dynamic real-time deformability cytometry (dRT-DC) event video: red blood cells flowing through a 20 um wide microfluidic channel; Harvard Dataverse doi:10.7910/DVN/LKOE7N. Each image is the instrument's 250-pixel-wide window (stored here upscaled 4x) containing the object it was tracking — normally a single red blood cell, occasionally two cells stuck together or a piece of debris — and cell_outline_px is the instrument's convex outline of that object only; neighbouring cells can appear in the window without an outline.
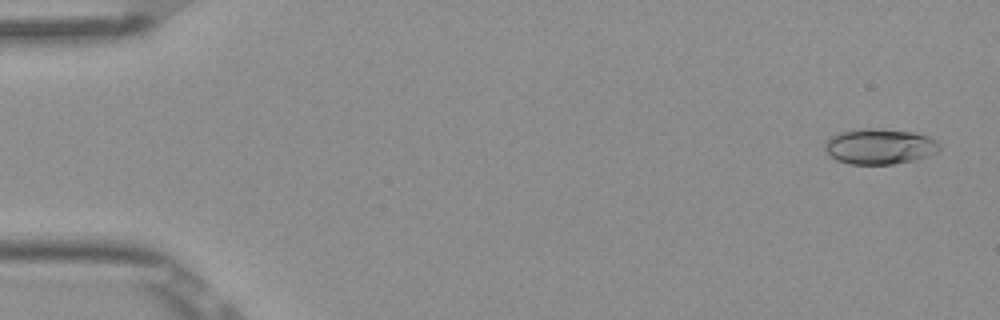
{"species": "Egyptian fruit bat (a non-hibernating species)", "species_latin": "Rousettus aegyptiacus", "temperature_condition": "room temperature", "stored_images_in_passage": 52, "camera_frame_rate_fps": 3000, "um_per_image_px": 0.085, "frame": {"image": 1, "passage_image": 2, "time_ms": 0.333, "image_size_px": [1000, 320], "cell_outline_px": [[940, 148], [936, 152], [928, 156], [912, 160], [892, 164], [852, 164], [836, 160], [824, 148], [824, 144], [832, 136], [840, 132], [852, 128], [880, 128], [912, 132], [928, 136], [936, 140], [940, 144]], "centroid_in_image_um": [74.77, 12.43], "position_along_channel_um": 10.2, "area_um2": 23.76}}
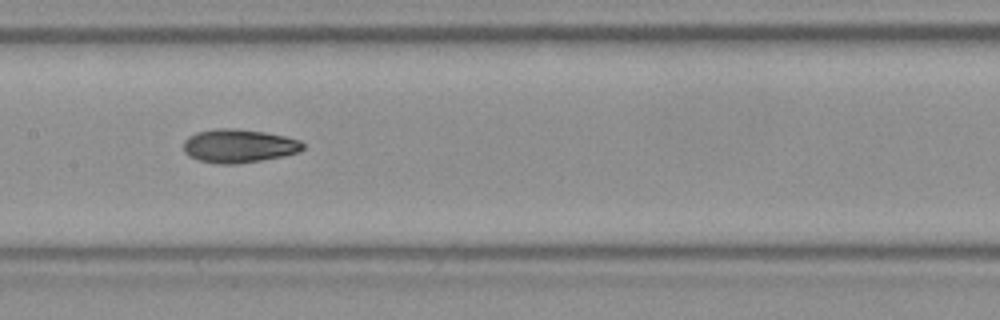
{"frame": {"image": 2, "passage_image": 26, "time_ms": 8.333, "image_size_px": [1000, 320], "cell_outline_px": [[304, 148], [300, 152], [284, 156], [236, 164], [216, 164], [200, 160], [188, 156], [184, 152], [184, 140], [188, 136], [196, 132], [216, 128], [236, 128], [264, 132], [284, 136], [300, 140], [304, 144]], "centroid_in_image_um": [20.29, 12.4], "position_along_channel_um": 187.1, "area_um2": 23.47}}
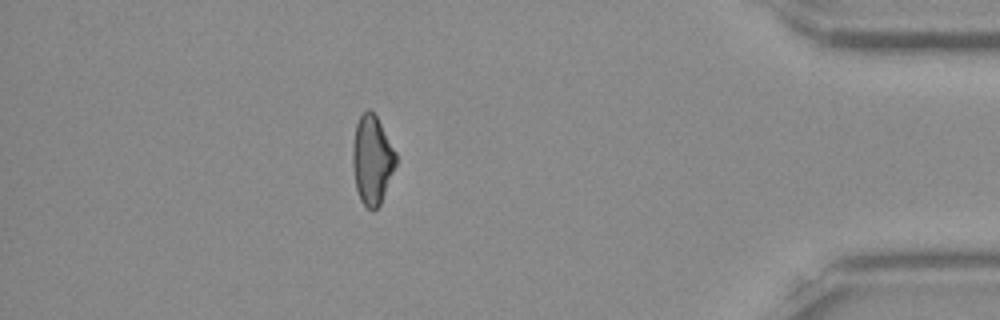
{"frame": {"image": 3, "passage_image": 46, "time_ms": 15.0, "image_size_px": [1000, 320], "cell_outline_px": [[396, 164], [380, 204], [372, 212], [360, 200], [356, 188], [352, 164], [352, 148], [356, 124], [360, 116], [368, 108], [376, 116], [396, 152]], "centroid_in_image_um": [31.61, 13.6], "position_along_channel_um": 403.6, "area_um2": 22.14}, "authors_computed_cell_mechanics": {"area_um2": 22.9755, "velocity_mm_per_s": 3.8987, "shape_relaxation_time_tau1_ms": 10.1353, "shape_relaxation_time_tau2_ms": 3.7682, "deformation_change_tau1": 0.2329, "deformation_change_tau2": 0.0975}}